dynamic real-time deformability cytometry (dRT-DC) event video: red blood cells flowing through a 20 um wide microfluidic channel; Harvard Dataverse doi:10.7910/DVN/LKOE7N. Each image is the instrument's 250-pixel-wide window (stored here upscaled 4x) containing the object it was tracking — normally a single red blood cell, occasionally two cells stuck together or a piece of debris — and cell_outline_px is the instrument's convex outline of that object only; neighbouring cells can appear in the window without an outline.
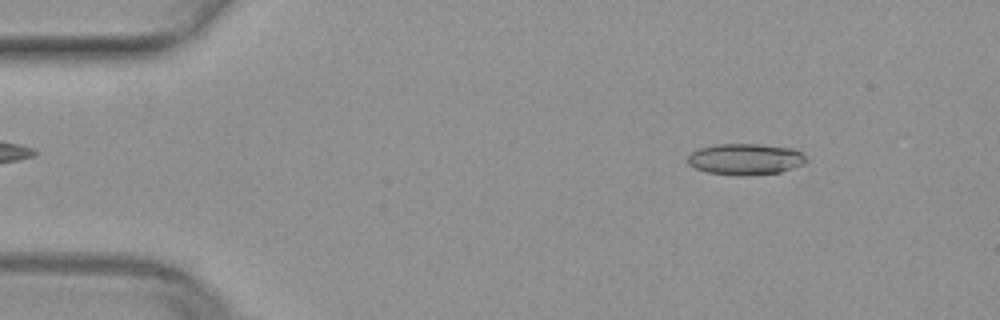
{"species": "common noctule bat (a hibernating species)", "species_latin": "Nyctalus noctula", "temperature_condition": "warm", "stored_images_in_passage": 23, "segment_of_instrument_passage": [1, 2], "camera_frame_rate_fps": 3000, "um_per_image_px": 0.085, "animal": {"sex": "female", "body_mass_g": 29.2, "forearm_length_mm": 56.3}, "frame": {"image": 1, "passage_image": 5, "time_ms": 1.333, "image_size_px": [1000, 320], "cell_outline_px": [[808, 160], [804, 164], [780, 172], [748, 176], [736, 176], [708, 172], [696, 168], [688, 164], [688, 156], [692, 152], [700, 148], [716, 144], [760, 144], [792, 148], [800, 152]], "centroid_in_image_um": [63.37, 13.54], "position_along_channel_um": 21.6, "area_um2": 21.62}}
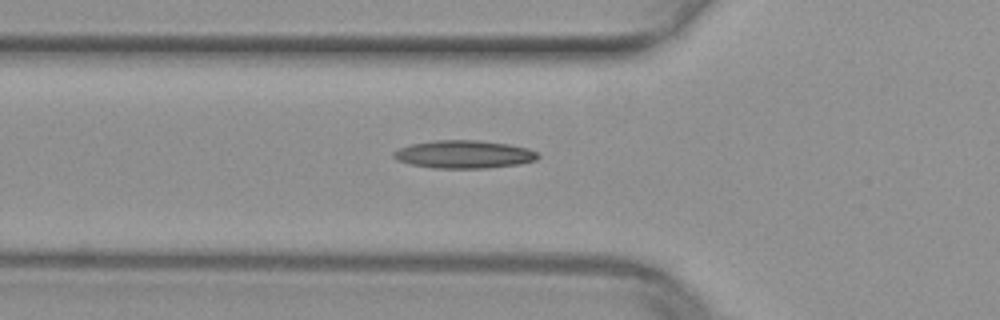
{"frame": {"image": 2, "passage_image": 16, "time_ms": 5.0, "image_size_px": [1000, 320], "cell_outline_px": [[540, 156], [536, 160], [520, 164], [488, 168], [432, 168], [412, 164], [396, 160], [392, 156], [392, 152], [400, 148], [412, 144], [436, 140], [480, 140], [508, 144], [528, 148], [536, 152]], "centroid_in_image_um": [39.45, 13.12], "position_along_channel_um": 86.4, "area_um2": 23.52}}
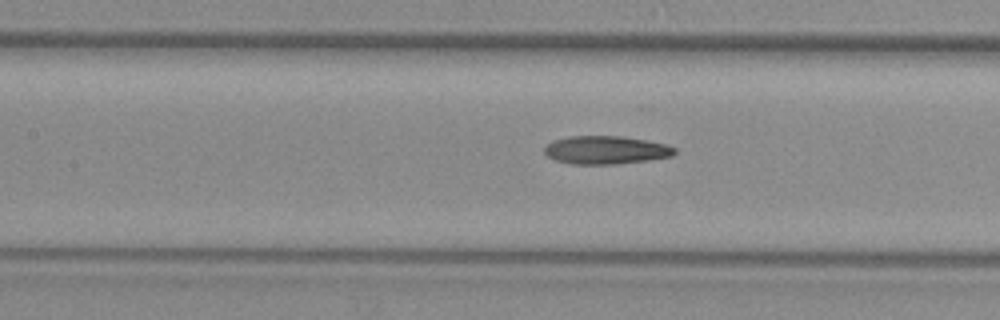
{"frame": {"image": 3, "passage_image": 21, "time_ms": 6.667, "image_size_px": [1000, 320], "cell_outline_px": [[676, 152], [672, 156], [648, 160], [616, 164], [572, 164], [556, 160], [548, 156], [544, 152], [544, 148], [552, 140], [572, 136], [620, 136], [644, 140], [664, 144], [676, 148]], "centroid_in_image_um": [51.48, 12.75], "position_along_channel_um": 155.9, "area_um2": 21.21}}